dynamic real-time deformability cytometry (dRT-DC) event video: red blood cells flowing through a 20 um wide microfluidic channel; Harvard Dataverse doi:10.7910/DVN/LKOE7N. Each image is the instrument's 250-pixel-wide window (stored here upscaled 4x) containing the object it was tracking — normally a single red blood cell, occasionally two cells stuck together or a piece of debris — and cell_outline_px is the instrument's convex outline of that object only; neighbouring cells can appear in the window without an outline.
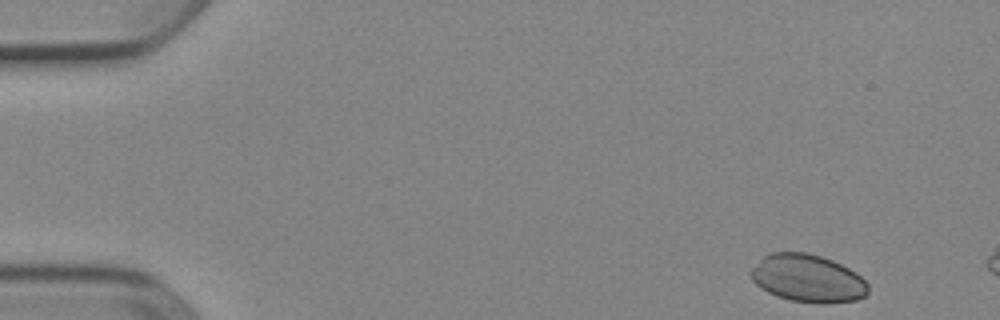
{"species": "Egyptian fruit bat (a non-hibernating species)", "species_latin": "Rousettus aegyptiacus", "temperature_condition": "cold", "stored_images_in_passage": 3, "camera_frame_rate_fps": 3000, "um_per_image_px": 0.085, "animal": {"sex": "female"}, "frame": {"image": 1, "passage_image": 1, "time_ms": 0.0, "image_size_px": [1000, 320], "cell_outline_px": [[868, 292], [864, 296], [856, 300], [824, 304], [820, 304], [792, 300], [776, 296], [760, 288], [752, 280], [748, 272], [764, 256], [772, 252], [808, 252], [832, 260], [856, 272], [868, 284]], "centroid_in_image_um": [68.64, 23.66], "position_along_channel_um": 16.4, "area_um2": 32.66}}